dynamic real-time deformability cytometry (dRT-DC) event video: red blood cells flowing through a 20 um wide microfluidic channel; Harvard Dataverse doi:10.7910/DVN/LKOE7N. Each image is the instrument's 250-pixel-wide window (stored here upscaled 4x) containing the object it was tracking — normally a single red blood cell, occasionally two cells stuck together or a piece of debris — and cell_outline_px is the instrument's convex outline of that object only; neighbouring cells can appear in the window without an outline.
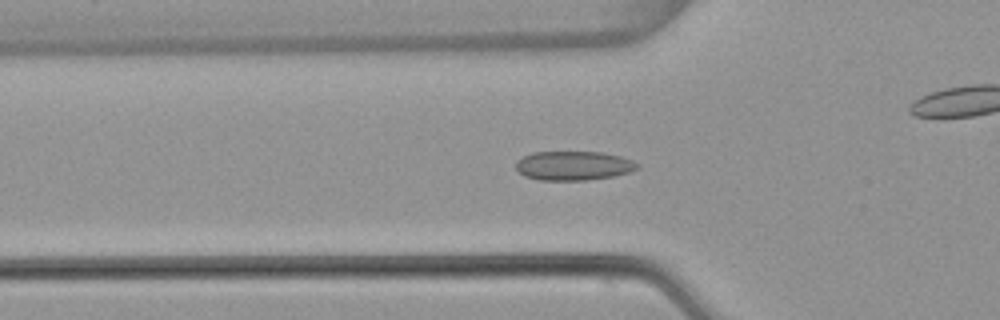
{"species": "common noctule bat (a hibernating species)", "species_latin": "Nyctalus noctula", "temperature_condition": "warm", "stored_images_in_passage": 54, "camera_frame_rate_fps": 3000, "um_per_image_px": 0.085, "animal": {"sex": "female", "body_mass_g": 22.7, "forearm_length_mm": 54.2}, "frame": {"image": 1, "passage_image": 18, "time_ms": 5.667, "image_size_px": [1000, 320], "cell_outline_px": [[640, 168], [632, 172], [612, 176], [584, 180], [540, 180], [524, 176], [516, 168], [516, 160], [532, 152], [600, 152], [620, 156], [632, 160], [640, 164]], "centroid_in_image_um": [48.77, 14.08], "position_along_channel_um": 77.0, "area_um2": 20.69}}
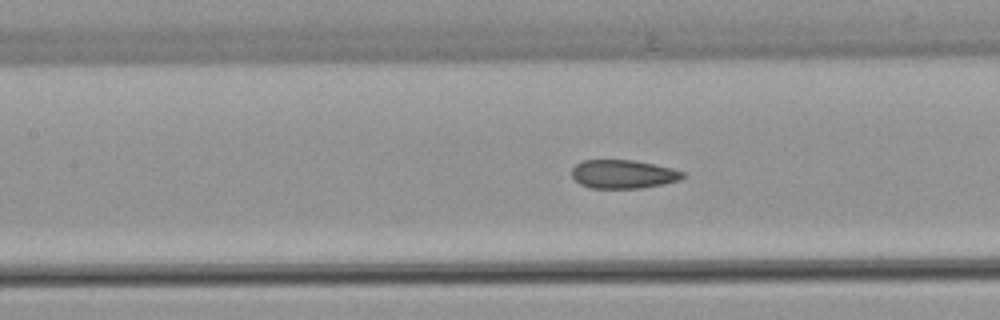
{"frame": {"image": 2, "passage_image": 24, "time_ms": 7.667, "image_size_px": [1000, 320], "cell_outline_px": [[684, 176], [680, 180], [664, 184], [640, 188], [588, 188], [580, 184], [572, 176], [572, 168], [576, 164], [584, 160], [632, 160], [672, 168], [684, 172]], "centroid_in_image_um": [52.96, 14.81], "position_along_channel_um": 154.4, "area_um2": 18.44}}
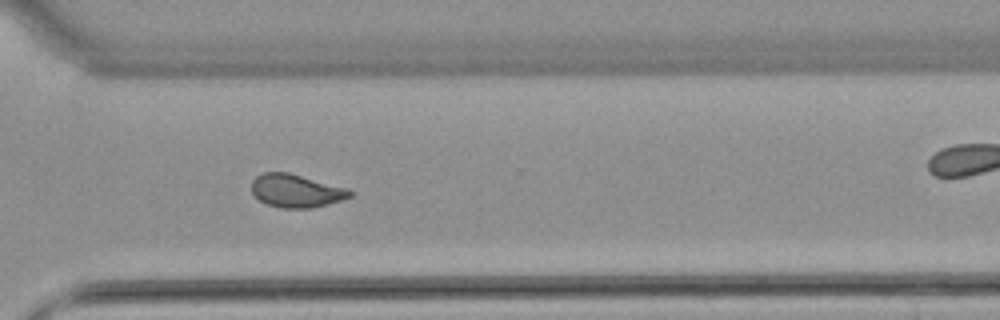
{"frame": {"image": 3, "passage_image": 39, "time_ms": 12.667, "image_size_px": [1000, 320], "cell_outline_px": [[352, 196], [344, 200], [312, 208], [280, 208], [268, 204], [260, 200], [252, 192], [252, 180], [256, 176], [264, 172], [288, 172], [348, 188], [352, 192]], "centroid_in_image_um": [25.19, 16.22], "position_along_channel_um": 345.4, "area_um2": 19.02}, "authors_computed_cell_mechanics": {"area_um2": 19.5364, "velocity_mm_per_s": 3.83, "shape_relaxation_time_tau1_ms": null, "shape_relaxation_time_tau2_ms": 1.5388, "deformation_change_tau1": null, "deformation_change_tau2": 0.0531}}